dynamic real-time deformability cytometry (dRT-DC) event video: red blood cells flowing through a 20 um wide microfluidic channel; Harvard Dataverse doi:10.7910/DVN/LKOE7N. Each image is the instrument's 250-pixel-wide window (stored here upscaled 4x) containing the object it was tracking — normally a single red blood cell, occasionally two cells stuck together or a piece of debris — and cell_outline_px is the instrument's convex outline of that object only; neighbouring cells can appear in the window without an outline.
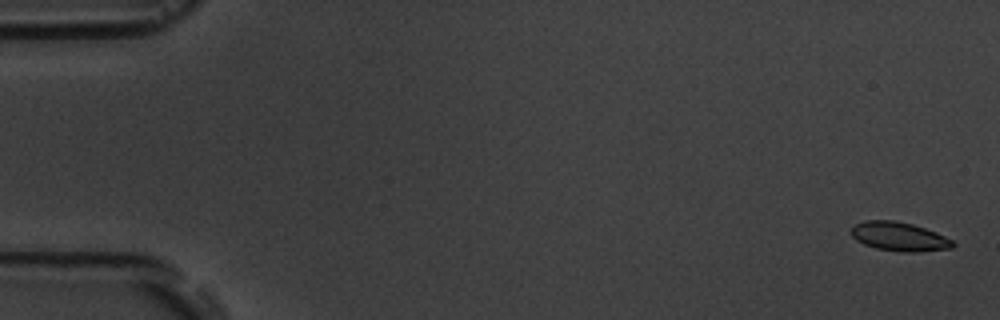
{"species": "common noctule bat (a hibernating species)", "species_latin": "Nyctalus noctula", "temperature_condition": "room temperature", "stored_images_in_passage": 6, "camera_frame_rate_fps": 3000, "um_per_image_px": 0.085, "animal": {"sex": "male", "body_mass_g": 19.5, "forearm_length_mm": 54.6}, "frame": {"image": 1, "passage_image": 1, "time_ms": 0.0, "image_size_px": [1000, 320], "cell_outline_px": [[956, 244], [952, 248], [916, 252], [900, 252], [876, 248], [864, 244], [856, 240], [852, 236], [852, 228], [856, 224], [864, 220], [896, 220], [912, 224], [936, 232], [952, 240]], "centroid_in_image_um": [76.44, 20.11], "position_along_channel_um": 8.6, "area_um2": 17.11}}
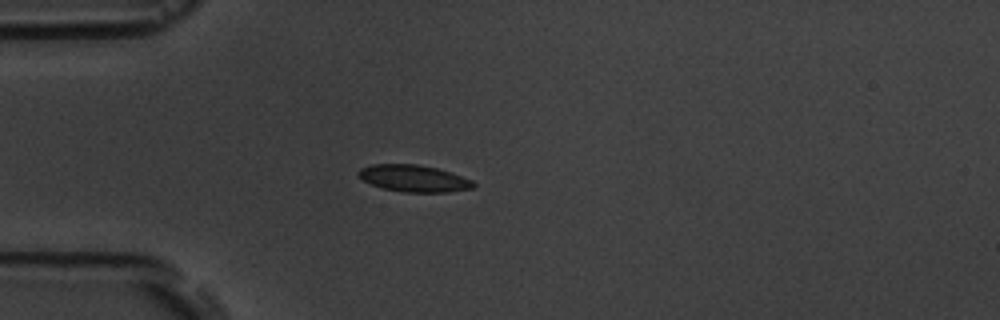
{"frame": {"image": 2, "passage_image": 5, "time_ms": 4.667, "image_size_px": [1000, 320], "cell_outline_px": [[476, 184], [472, 188], [448, 192], [404, 192], [384, 188], [372, 184], [364, 180], [356, 172], [360, 168], [372, 164], [416, 164], [436, 168], [452, 172], [472, 180]], "centroid_in_image_um": [35.19, 15.15], "position_along_channel_um": 49.8, "area_um2": 17.86}}